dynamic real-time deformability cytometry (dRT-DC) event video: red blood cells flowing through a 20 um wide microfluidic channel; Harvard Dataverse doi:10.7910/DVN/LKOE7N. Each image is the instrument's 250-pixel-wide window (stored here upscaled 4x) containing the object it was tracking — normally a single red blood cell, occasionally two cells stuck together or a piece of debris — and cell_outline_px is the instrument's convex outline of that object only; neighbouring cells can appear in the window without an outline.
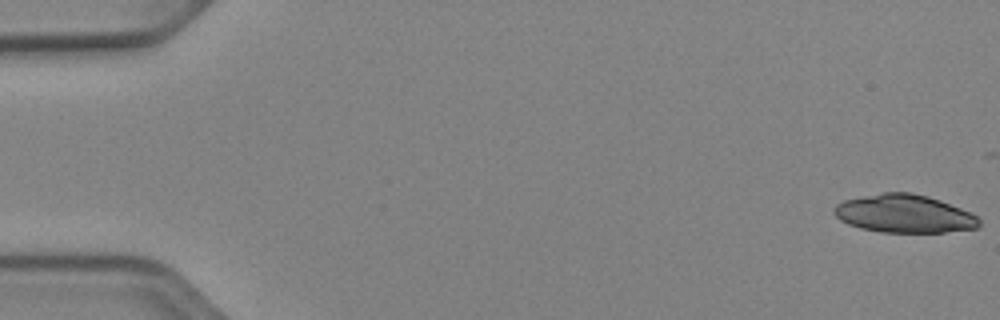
{"species": "Egyptian fruit bat (a non-hibernating species)", "species_latin": "Rousettus aegyptiacus", "temperature_condition": "cold", "stored_images_in_passage": 17, "camera_frame_rate_fps": 3000, "um_per_image_px": 0.085, "animal": {"sex": "female"}, "frame": {"image": 1, "passage_image": 1, "time_ms": 0.0, "image_size_px": [1000, 320], "cell_outline_px": [[980, 228], [944, 232], [880, 232], [860, 228], [848, 224], [840, 220], [832, 212], [836, 204], [844, 200], [884, 192], [912, 192], [928, 196], [940, 200], [960, 208], [976, 216], [980, 220]], "centroid_in_image_um": [76.85, 18.17], "position_along_channel_um": 8.1, "area_um2": 32.19}}